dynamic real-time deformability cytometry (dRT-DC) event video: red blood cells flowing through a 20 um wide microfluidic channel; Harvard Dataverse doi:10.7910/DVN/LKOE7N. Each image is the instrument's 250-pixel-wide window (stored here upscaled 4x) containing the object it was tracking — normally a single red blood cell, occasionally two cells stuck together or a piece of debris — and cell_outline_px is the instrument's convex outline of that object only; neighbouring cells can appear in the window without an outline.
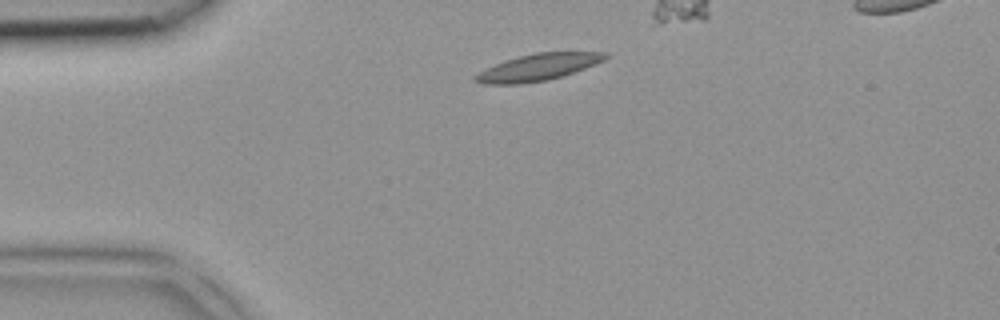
{"species": "common noctule bat (a hibernating species)", "species_latin": "Nyctalus noctula", "temperature_condition": "room temperature", "stored_images_in_passage": 4, "camera_frame_rate_fps": 3000, "um_per_image_px": 0.085, "animal": {"sex": "female", "body_mass_g": 18.4}, "frame": {"image": 1, "passage_image": 1, "time_ms": 0.0, "image_size_px": [1000, 320], "cell_outline_px": [[608, 56], [604, 60], [584, 68], [548, 80], [520, 84], [480, 84], [472, 80], [472, 76], [504, 60], [536, 52], [608, 52]], "centroid_in_image_um": [45.68, 5.72], "position_along_channel_um": 39.3, "area_um2": 20.06}}